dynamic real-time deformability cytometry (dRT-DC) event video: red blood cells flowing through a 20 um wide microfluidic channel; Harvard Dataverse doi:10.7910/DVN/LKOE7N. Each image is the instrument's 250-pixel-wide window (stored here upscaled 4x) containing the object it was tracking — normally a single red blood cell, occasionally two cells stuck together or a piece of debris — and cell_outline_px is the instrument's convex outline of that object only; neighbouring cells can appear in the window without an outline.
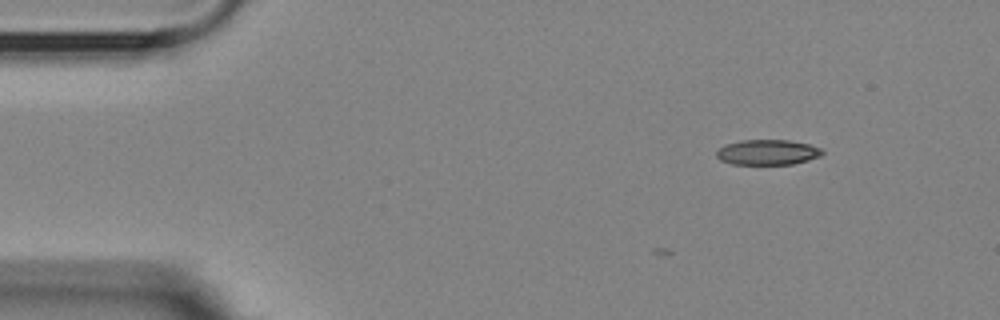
{"species": "Egyptian fruit bat (a non-hibernating species)", "species_latin": "Rousettus aegyptiacus", "temperature_condition": "room temperature", "stored_images_in_passage": 3, "camera_frame_rate_fps": 3000, "um_per_image_px": 0.085, "animal": {"sex": "female"}, "frame": {"image": 1, "passage_image": 1, "time_ms": 0.0, "image_size_px": [1000, 320], "cell_outline_px": [[824, 152], [820, 156], [808, 160], [792, 164], [732, 164], [720, 160], [716, 156], [716, 152], [724, 144], [740, 140], [788, 140], [808, 144], [820, 148]], "centroid_in_image_um": [65.21, 12.94], "position_along_channel_um": 19.8, "area_um2": 15.55}}